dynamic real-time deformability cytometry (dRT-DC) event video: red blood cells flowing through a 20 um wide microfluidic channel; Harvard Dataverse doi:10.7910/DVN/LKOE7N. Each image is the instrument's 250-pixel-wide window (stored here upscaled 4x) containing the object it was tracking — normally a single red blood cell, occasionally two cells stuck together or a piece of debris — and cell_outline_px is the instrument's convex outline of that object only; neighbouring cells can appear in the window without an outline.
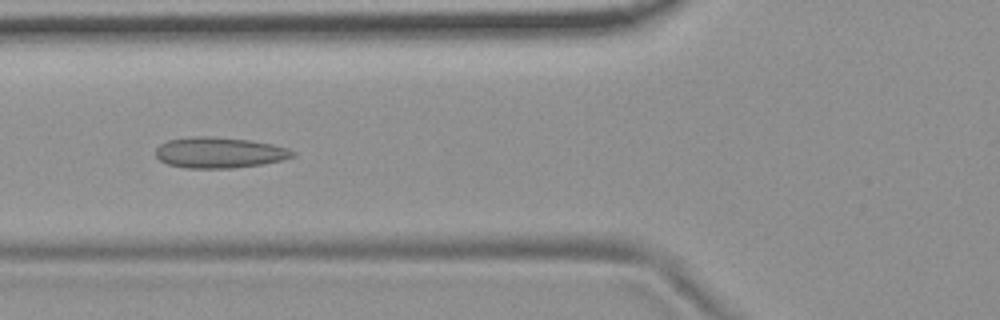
{"species": "common noctule bat (a hibernating species)", "species_latin": "Nyctalus noctula", "temperature_condition": "room temperature", "stored_images_in_passage": 8, "camera_frame_rate_fps": 3000, "um_per_image_px": 0.085, "animal": {"sex": "female", "body_mass_g": 19.9}, "frame": {"image": 1, "passage_image": 6, "time_ms": 1.667, "image_size_px": [1000, 320], "cell_outline_px": [[296, 156], [264, 164], [232, 168], [184, 168], [168, 164], [160, 160], [156, 156], [156, 148], [160, 144], [168, 140], [192, 136], [212, 136], [252, 140], [272, 144], [288, 148], [296, 152]], "centroid_in_image_um": [18.66, 12.96], "position_along_channel_um": 107.1, "area_um2": 24.8}}
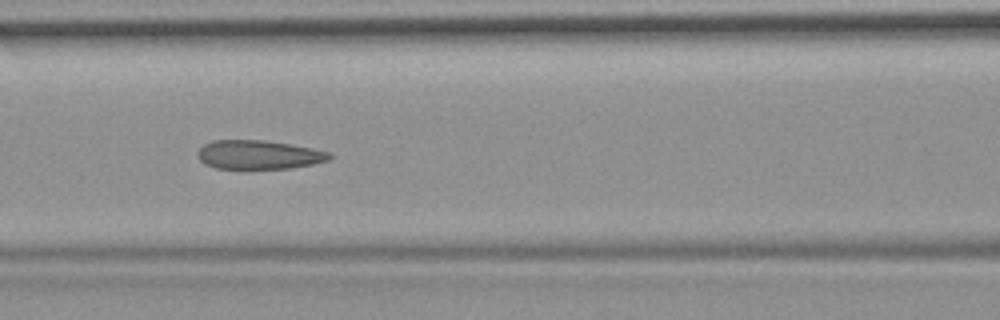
{"frame": {"image": 2, "passage_image": 7, "time_ms": 2.0, "image_size_px": [1000, 320], "cell_outline_px": [[332, 156], [328, 160], [312, 164], [288, 168], [216, 168], [204, 164], [200, 160], [196, 152], [204, 144], [212, 140], [264, 140], [312, 148], [328, 152]], "centroid_in_image_um": [21.94, 13.14], "position_along_channel_um": 144.7, "area_um2": 21.96}}